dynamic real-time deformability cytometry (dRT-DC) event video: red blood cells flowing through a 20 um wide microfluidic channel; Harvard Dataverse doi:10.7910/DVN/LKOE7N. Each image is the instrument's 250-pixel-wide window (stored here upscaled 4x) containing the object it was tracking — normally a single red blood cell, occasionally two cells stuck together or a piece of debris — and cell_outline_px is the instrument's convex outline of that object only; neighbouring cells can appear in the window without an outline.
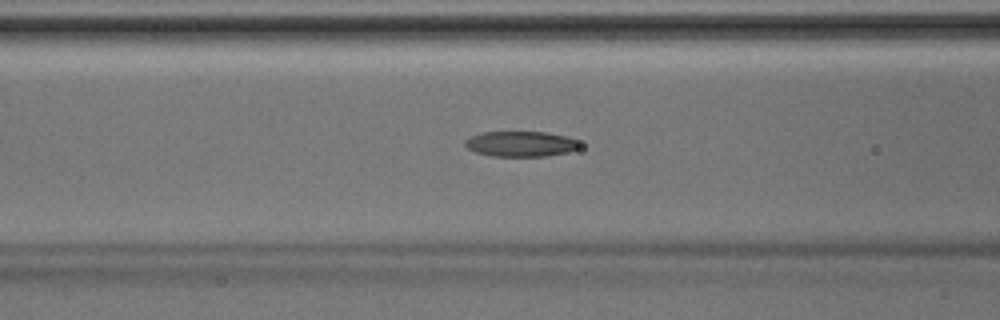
{"species": "Egyptian fruit bat (a non-hibernating species)", "species_latin": "Rousettus aegyptiacus", "temperature_condition": "room temperature", "stored_images_in_passage": 35, "camera_frame_rate_fps": 3000, "um_per_image_px": 0.085, "animal": {"sex": "male"}, "frame": {"image": 1, "passage_image": 8, "time_ms": 2.333, "image_size_px": [1000, 320], "cell_outline_px": [[584, 144], [580, 148], [568, 152], [544, 156], [492, 156], [476, 152], [468, 148], [464, 144], [464, 140], [472, 136], [484, 132], [548, 132], [568, 136]], "centroid_in_image_um": [44.33, 12.23], "position_along_channel_um": 122.3, "area_um2": 17.05}}
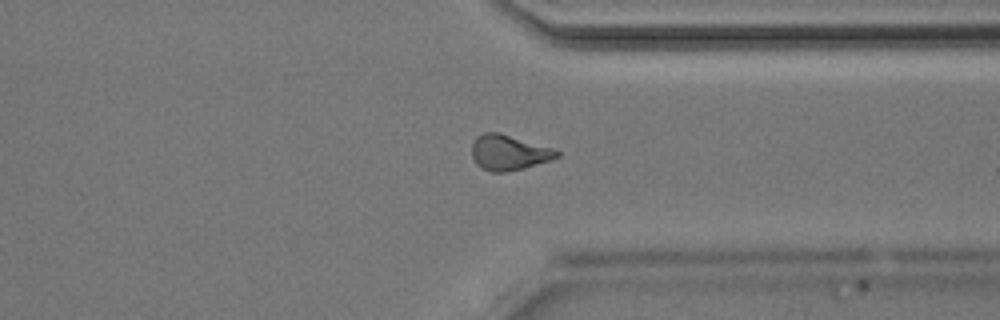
{"frame": {"image": 2, "passage_image": 24, "time_ms": 7.667, "image_size_px": [1000, 320], "cell_outline_px": [[560, 156], [552, 160], [524, 168], [504, 172], [492, 172], [480, 168], [476, 164], [472, 156], [472, 144], [476, 136], [484, 132], [500, 132], [552, 148], [560, 152]], "centroid_in_image_um": [43.24, 12.96], "position_along_channel_um": 368.2, "area_um2": 17.63}}
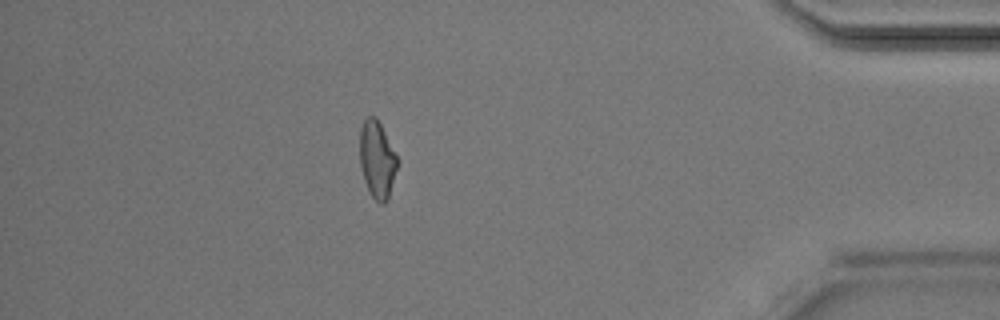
{"frame": {"image": 3, "passage_image": 29, "time_ms": 9.333, "image_size_px": [1000, 320], "cell_outline_px": [[396, 168], [388, 200], [384, 204], [380, 204], [372, 196], [364, 180], [360, 164], [360, 128], [364, 120], [368, 116], [376, 116], [396, 156]], "centroid_in_image_um": [32.02, 13.56], "position_along_channel_um": 403.2, "area_um2": 16.42}}